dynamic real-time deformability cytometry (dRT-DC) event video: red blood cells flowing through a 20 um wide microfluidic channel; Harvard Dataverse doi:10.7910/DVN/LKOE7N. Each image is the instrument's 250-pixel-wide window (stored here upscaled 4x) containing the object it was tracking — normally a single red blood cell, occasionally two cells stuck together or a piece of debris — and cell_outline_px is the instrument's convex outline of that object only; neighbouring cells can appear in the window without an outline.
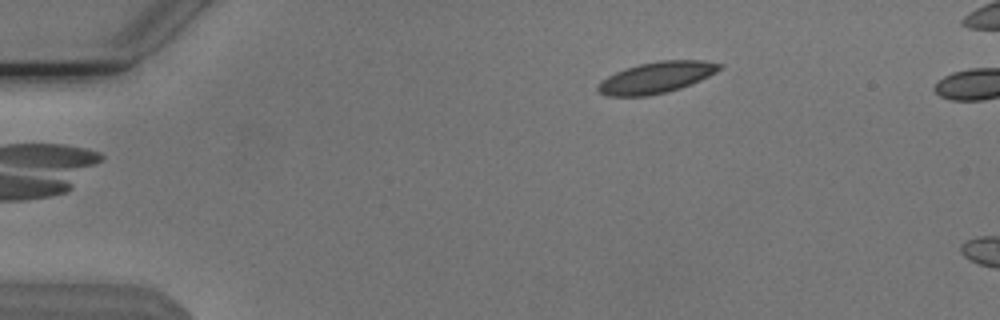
{"species": "Egyptian fruit bat (a non-hibernating species)", "species_latin": "Rousettus aegyptiacus", "temperature_condition": "cold", "stored_images_in_passage": 9, "camera_frame_rate_fps": 3000, "um_per_image_px": 0.085, "animal": {"sex": "male"}, "frame": {"image": 1, "passage_image": 1, "time_ms": 0.0, "image_size_px": [1000, 320], "cell_outline_px": [[724, 64], [716, 72], [700, 80], [680, 88], [648, 96], [608, 96], [600, 92], [596, 88], [608, 76], [624, 68], [640, 64], [660, 60], [704, 60]], "centroid_in_image_um": [55.81, 6.57], "position_along_channel_um": 29.2, "area_um2": 21.85}}